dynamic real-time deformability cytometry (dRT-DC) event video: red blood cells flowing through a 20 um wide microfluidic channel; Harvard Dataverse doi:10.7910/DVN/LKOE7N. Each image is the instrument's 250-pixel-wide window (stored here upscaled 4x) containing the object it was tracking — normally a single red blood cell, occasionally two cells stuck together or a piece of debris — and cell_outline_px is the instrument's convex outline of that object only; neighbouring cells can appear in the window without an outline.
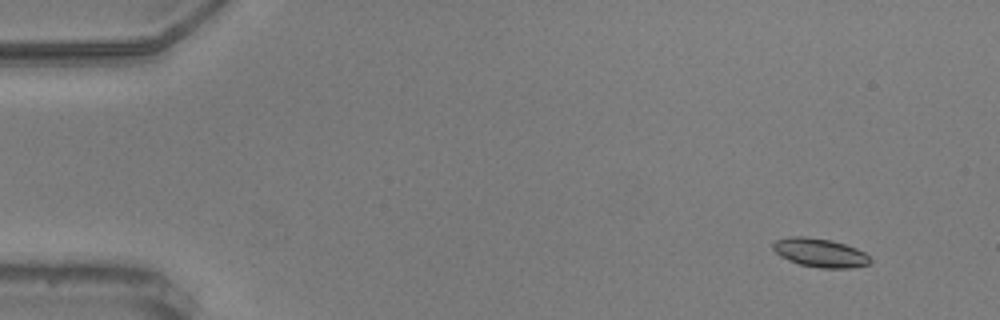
{"species": "common noctule bat (a hibernating species)", "species_latin": "Nyctalus noctula", "temperature_condition": "warm", "stored_images_in_passage": 56, "camera_frame_rate_fps": 3000, "um_per_image_px": 0.085, "animal": {"sex": "male", "body_mass_g": 20.5, "forearm_length_mm": 52.5}, "frame": {"image": 1, "passage_image": 5, "time_ms": 1.333, "image_size_px": [1000, 320], "cell_outline_px": [[872, 260], [868, 264], [852, 268], [820, 268], [800, 264], [788, 260], [780, 256], [772, 248], [772, 244], [776, 240], [788, 236], [804, 236], [832, 240], [856, 248], [864, 252]], "centroid_in_image_um": [69.68, 21.48], "position_along_channel_um": 15.3, "area_um2": 16.3}}
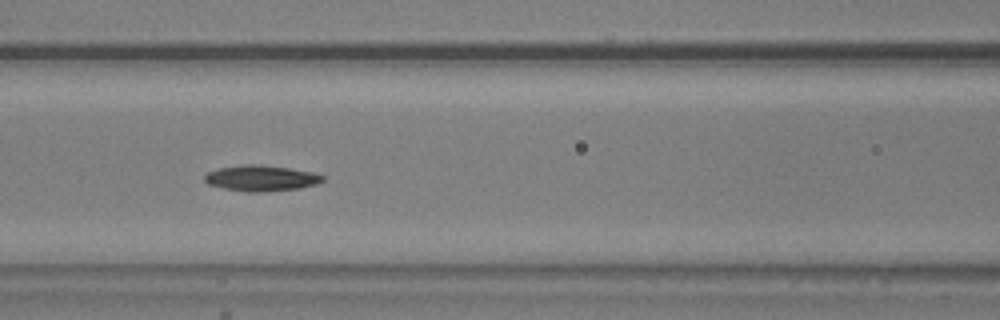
{"frame": {"image": 2, "passage_image": 25, "time_ms": 8.0, "image_size_px": [1000, 320], "cell_outline_px": [[324, 180], [316, 184], [300, 188], [264, 192], [248, 192], [224, 188], [208, 184], [204, 180], [204, 176], [208, 172], [216, 168], [240, 164], [260, 164], [288, 168], [312, 172], [324, 176]], "centroid_in_image_um": [22.17, 15.14], "position_along_channel_um": 144.4, "area_um2": 17.86}}
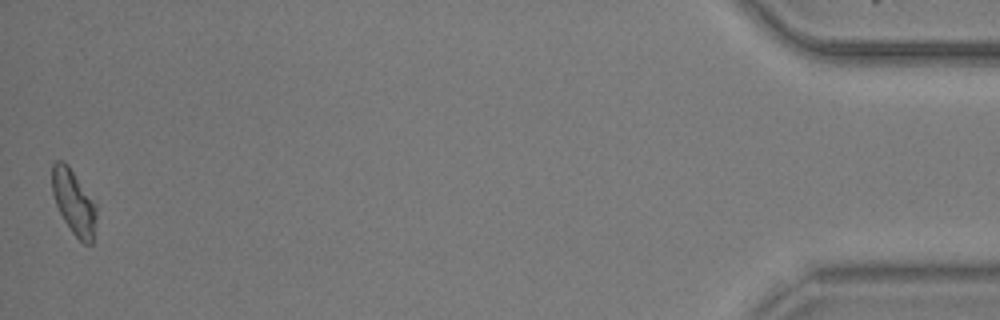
{"frame": {"image": 3, "passage_image": 56, "time_ms": 18.333, "image_size_px": [1000, 320], "cell_outline_px": [[96, 220], [92, 244], [84, 244], [72, 232], [64, 220], [56, 204], [52, 192], [52, 164], [56, 160], [64, 160], [68, 164], [96, 204]], "centroid_in_image_um": [6.27, 17.16], "position_along_channel_um": 428.9, "area_um2": 16.65}, "authors_computed_cell_mechanics": {"area_um2": 16.6464, "velocity_mm_per_s": 3.6369, "shape_relaxation_time_tau1_ms": 2.484, "shape_relaxation_time_tau2_ms": 6.5971, "deformation_change_tau1": 0.1642, "deformation_change_tau2": 0.1448}}